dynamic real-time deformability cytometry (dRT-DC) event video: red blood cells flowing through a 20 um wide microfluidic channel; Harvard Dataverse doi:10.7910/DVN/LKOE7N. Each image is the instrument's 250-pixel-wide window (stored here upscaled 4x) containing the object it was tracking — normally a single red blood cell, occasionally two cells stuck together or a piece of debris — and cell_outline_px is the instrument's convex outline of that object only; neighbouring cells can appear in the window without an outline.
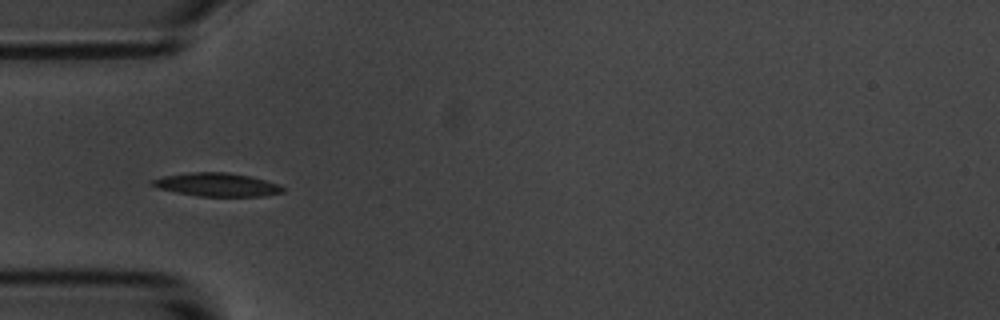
{"species": "common noctule bat (a hibernating species)", "species_latin": "Nyctalus noctula", "temperature_condition": "room temperature", "stored_images_in_passage": 5, "camera_frame_rate_fps": 3000, "um_per_image_px": 0.085, "animal": {"sex": "male", "body_mass_g": 20.1, "forearm_length_mm": 53.5}, "frame": {"image": 1, "passage_image": 4, "time_ms": 3.667, "image_size_px": [1000, 320], "cell_outline_px": [[284, 192], [264, 196], [200, 196], [176, 192], [156, 188], [148, 184], [148, 180], [164, 176], [188, 172], [224, 172], [248, 176], [280, 184], [284, 188]], "centroid_in_image_um": [18.38, 15.69], "position_along_channel_um": 66.6, "area_um2": 17.86}}